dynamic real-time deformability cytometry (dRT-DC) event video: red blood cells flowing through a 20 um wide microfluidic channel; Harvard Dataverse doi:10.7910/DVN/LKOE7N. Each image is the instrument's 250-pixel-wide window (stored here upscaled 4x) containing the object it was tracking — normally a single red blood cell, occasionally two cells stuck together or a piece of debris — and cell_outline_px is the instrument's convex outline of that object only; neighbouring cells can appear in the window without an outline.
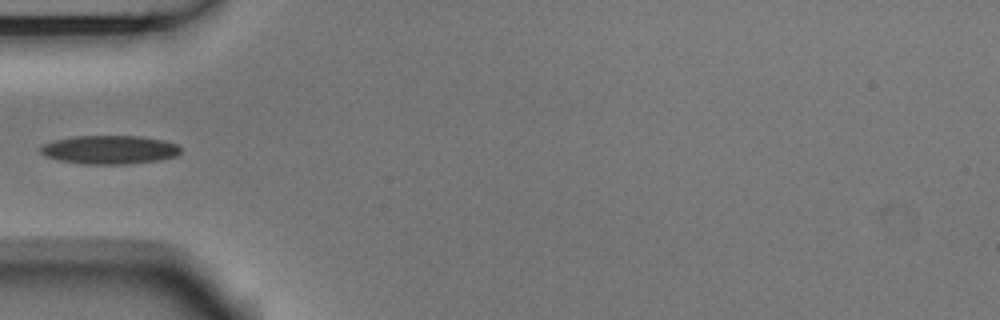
{"species": "Egyptian fruit bat (a non-hibernating species)", "species_latin": "Rousettus aegyptiacus", "temperature_condition": "room temperature", "stored_images_in_passage": 6, "camera_frame_rate_fps": 3000, "um_per_image_px": 0.085, "animal": {"sex": "male"}, "frame": {"image": 1, "passage_image": 5, "time_ms": 1.333, "image_size_px": [1000, 320], "cell_outline_px": [[180, 152], [176, 156], [160, 160], [128, 164], [80, 164], [60, 160], [44, 156], [40, 152], [40, 144], [52, 140], [72, 136], [140, 136], [164, 140], [176, 144], [180, 148]], "centroid_in_image_um": [9.26, 12.72], "position_along_channel_um": 75.7, "area_um2": 23.64}}
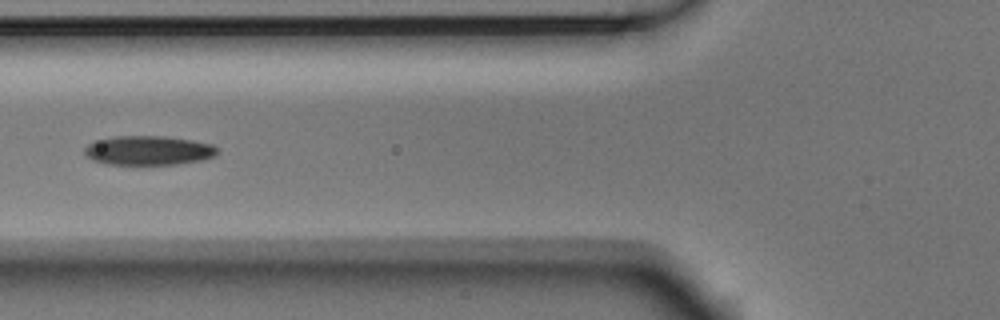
{"frame": {"image": 2, "passage_image": 6, "time_ms": 1.667, "image_size_px": [1000, 320], "cell_outline_px": [[220, 148], [216, 156], [204, 160], [176, 164], [108, 164], [92, 160], [84, 156], [84, 148], [88, 144], [96, 140], [116, 136], [164, 136], [192, 140], [212, 144]], "centroid_in_image_um": [12.64, 12.79], "position_along_channel_um": 113.2, "area_um2": 22.89}}